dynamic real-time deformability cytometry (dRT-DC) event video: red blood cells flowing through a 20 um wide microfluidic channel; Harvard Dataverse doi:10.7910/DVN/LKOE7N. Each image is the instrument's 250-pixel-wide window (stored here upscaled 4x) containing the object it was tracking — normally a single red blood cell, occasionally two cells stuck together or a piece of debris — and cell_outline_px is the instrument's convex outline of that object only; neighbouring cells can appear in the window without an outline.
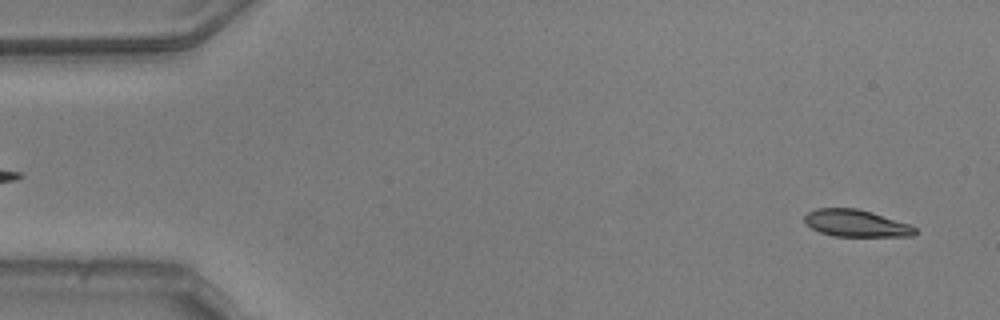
{"species": "common noctule bat (a hibernating species)", "species_latin": "Nyctalus noctula", "temperature_condition": "warm", "stored_images_in_passage": 12, "camera_frame_rate_fps": 3000, "um_per_image_px": 0.085, "animal": {"sex": "male", "body_mass_g": 20.5, "forearm_length_mm": 52.5}, "frame": {"image": 1, "passage_image": 2, "time_ms": 0.333, "image_size_px": [1000, 320], "cell_outline_px": [[916, 232], [912, 236], [832, 236], [820, 232], [812, 228], [804, 220], [804, 216], [808, 212], [816, 208], [856, 208], [872, 212], [908, 224], [916, 228]], "centroid_in_image_um": [72.74, 18.97], "position_along_channel_um": 12.3, "area_um2": 17.22}}
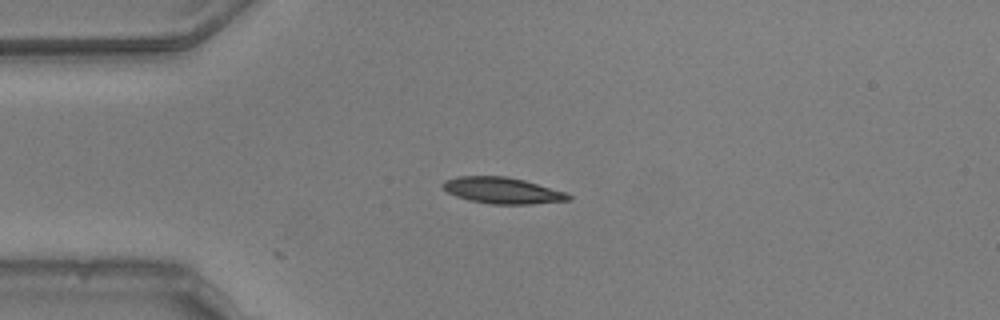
{"frame": {"image": 2, "passage_image": 12, "time_ms": 3.667, "image_size_px": [1000, 320], "cell_outline_px": [[572, 200], [532, 204], [492, 204], [468, 200], [456, 196], [448, 192], [440, 184], [444, 180], [456, 176], [508, 176], [524, 180], [568, 192], [572, 196]], "centroid_in_image_um": [42.73, 16.19], "position_along_channel_um": 42.3, "area_um2": 19.48}}